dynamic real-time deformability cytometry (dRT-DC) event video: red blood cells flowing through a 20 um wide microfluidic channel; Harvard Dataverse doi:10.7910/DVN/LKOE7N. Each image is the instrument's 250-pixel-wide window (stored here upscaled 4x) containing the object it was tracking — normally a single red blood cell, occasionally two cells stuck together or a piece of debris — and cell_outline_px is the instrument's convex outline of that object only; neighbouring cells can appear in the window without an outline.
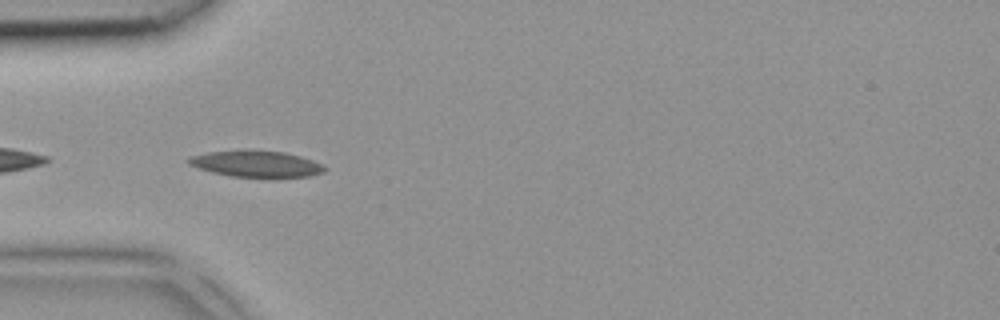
{"species": "common noctule bat (a hibernating species)", "species_latin": "Nyctalus noctula", "temperature_condition": "room temperature", "stored_images_in_passage": 3, "camera_frame_rate_fps": 3000, "um_per_image_px": 0.085, "animal": {"sex": "female", "body_mass_g": 18.4}, "frame": {"image": 1, "passage_image": 3, "time_ms": 0.667, "image_size_px": [1000, 320], "cell_outline_px": [[328, 168], [324, 172], [308, 176], [232, 176], [212, 172], [196, 168], [188, 164], [184, 160], [188, 156], [208, 152], [284, 152], [300, 156], [324, 164]], "centroid_in_image_um": [21.75, 13.94], "position_along_channel_um": 63.2, "area_um2": 20.11}}